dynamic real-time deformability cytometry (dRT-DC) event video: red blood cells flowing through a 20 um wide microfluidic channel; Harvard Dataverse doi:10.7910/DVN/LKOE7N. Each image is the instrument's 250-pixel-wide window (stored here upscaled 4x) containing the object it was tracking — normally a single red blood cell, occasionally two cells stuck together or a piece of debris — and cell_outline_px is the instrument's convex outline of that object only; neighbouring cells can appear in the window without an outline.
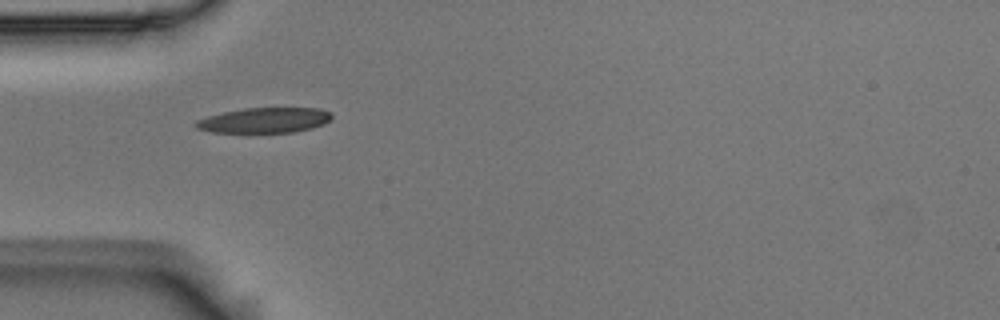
{"species": "Egyptian fruit bat (a non-hibernating species)", "species_latin": "Rousettus aegyptiacus", "temperature_condition": "room temperature", "stored_images_in_passage": 8, "camera_frame_rate_fps": 3000, "um_per_image_px": 0.085, "animal": {"sex": "male"}, "frame": {"image": 1, "passage_image": 1, "time_ms": 0.0, "image_size_px": [1000, 320], "cell_outline_px": [[332, 116], [324, 124], [312, 128], [292, 132], [212, 132], [196, 128], [192, 124], [196, 120], [208, 116], [224, 112], [244, 108], [320, 108], [332, 112]], "centroid_in_image_um": [22.47, 10.21], "position_along_channel_um": 62.5, "area_um2": 19.94}}